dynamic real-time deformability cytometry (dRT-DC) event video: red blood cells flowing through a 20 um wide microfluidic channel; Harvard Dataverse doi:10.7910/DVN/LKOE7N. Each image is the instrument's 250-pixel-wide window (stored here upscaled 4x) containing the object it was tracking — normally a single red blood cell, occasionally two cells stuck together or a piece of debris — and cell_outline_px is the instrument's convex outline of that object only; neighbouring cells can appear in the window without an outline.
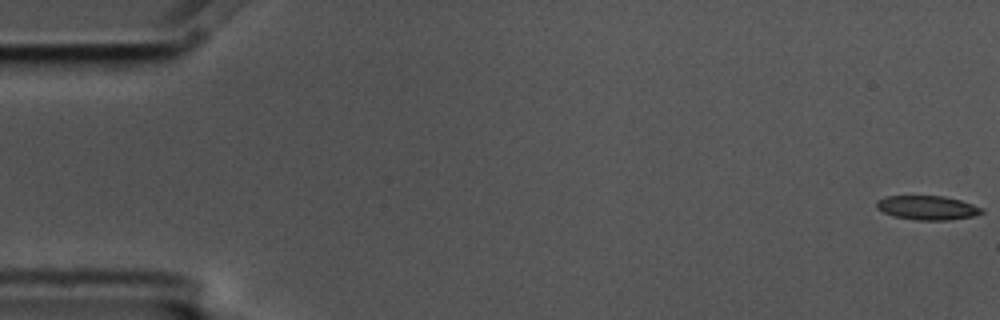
{"species": "common noctule bat (a hibernating species)", "species_latin": "Nyctalus noctula", "temperature_condition": "cold", "stored_images_in_passage": 6, "camera_frame_rate_fps": 3000, "um_per_image_px": 0.085, "animal": {"sex": "male", "body_mass_g": 17.5, "forearm_length_mm": 52.3}, "frame": {"image": 1, "passage_image": 1, "time_ms": 0.0, "image_size_px": [1000, 320], "cell_outline_px": [[984, 212], [976, 216], [948, 220], [916, 220], [892, 216], [876, 208], [876, 200], [884, 196], [944, 196], [960, 200], [972, 204], [980, 208]], "centroid_in_image_um": [78.79, 17.66], "position_along_channel_um": 6.2, "area_um2": 14.85}}
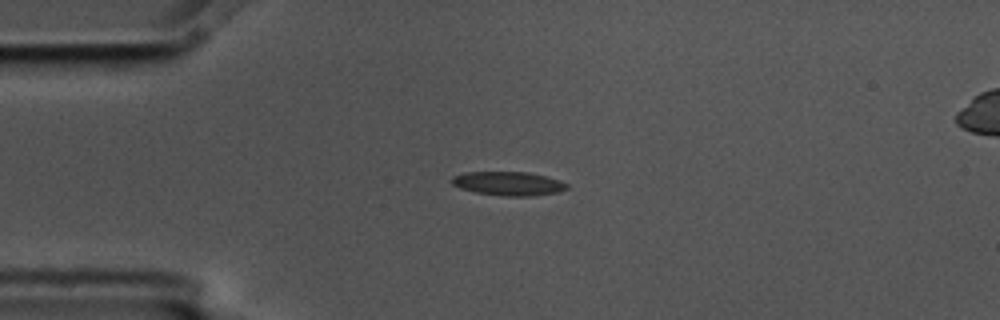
{"frame": {"image": 2, "passage_image": 4, "time_ms": 1.0, "image_size_px": [1000, 320], "cell_outline_px": [[568, 188], [560, 192], [532, 196], [504, 196], [476, 192], [460, 188], [452, 184], [452, 176], [464, 172], [528, 172], [548, 176], [560, 180], [568, 184]], "centroid_in_image_um": [43.25, 15.6], "position_along_channel_um": 41.7, "area_um2": 16.13}}